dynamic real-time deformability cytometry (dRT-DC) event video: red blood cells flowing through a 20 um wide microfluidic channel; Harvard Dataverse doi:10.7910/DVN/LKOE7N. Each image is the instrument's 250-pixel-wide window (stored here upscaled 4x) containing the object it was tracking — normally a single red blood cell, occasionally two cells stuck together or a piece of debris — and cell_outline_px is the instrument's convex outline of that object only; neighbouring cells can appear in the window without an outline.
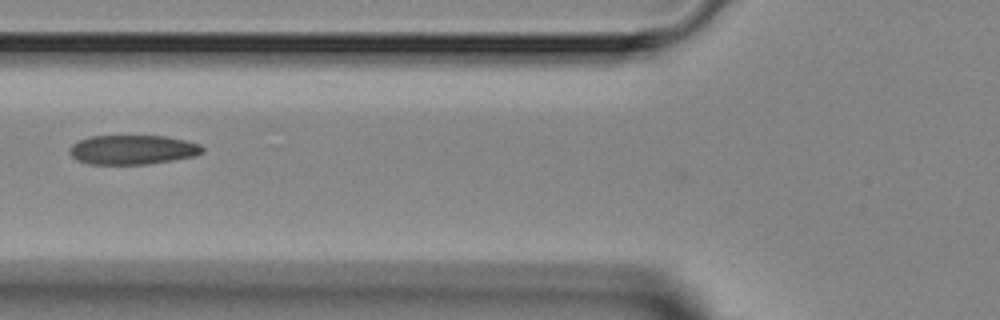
{"species": "Egyptian fruit bat (a non-hibernating species)", "species_latin": "Rousettus aegyptiacus", "temperature_condition": "room temperature", "stored_images_in_passage": 2, "camera_frame_rate_fps": 3000, "um_per_image_px": 0.085, "animal": {"sex": "female"}, "frame": {"image": 1, "passage_image": 2, "time_ms": 1.0, "image_size_px": [1000, 320], "cell_outline_px": [[204, 152], [196, 156], [148, 164], [88, 164], [76, 160], [68, 152], [68, 148], [72, 144], [88, 136], [164, 136], [184, 140], [200, 144], [204, 148]], "centroid_in_image_um": [11.25, 12.73], "position_along_channel_um": 114.5, "area_um2": 22.89}}